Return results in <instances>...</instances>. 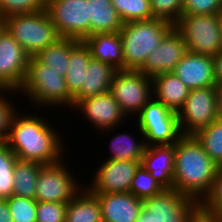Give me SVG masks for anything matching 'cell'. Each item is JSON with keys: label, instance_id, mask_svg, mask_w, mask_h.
Here are the masks:
<instances>
[{"label": "cell", "instance_id": "6da1fadb", "mask_svg": "<svg viewBox=\"0 0 222 222\" xmlns=\"http://www.w3.org/2000/svg\"><path fill=\"white\" fill-rule=\"evenodd\" d=\"M18 114L16 112L11 120L6 140L17 159L41 165L60 162L64 146L59 133L43 117Z\"/></svg>", "mask_w": 222, "mask_h": 222}, {"label": "cell", "instance_id": "7a4b0ae2", "mask_svg": "<svg viewBox=\"0 0 222 222\" xmlns=\"http://www.w3.org/2000/svg\"><path fill=\"white\" fill-rule=\"evenodd\" d=\"M219 169L193 135H183L174 144L172 188L179 193L201 203L211 192Z\"/></svg>", "mask_w": 222, "mask_h": 222}, {"label": "cell", "instance_id": "3957f363", "mask_svg": "<svg viewBox=\"0 0 222 222\" xmlns=\"http://www.w3.org/2000/svg\"><path fill=\"white\" fill-rule=\"evenodd\" d=\"M18 92L31 99L29 101L37 107L73 108V95L68 90L65 77L41 63L35 56L29 58L26 76Z\"/></svg>", "mask_w": 222, "mask_h": 222}, {"label": "cell", "instance_id": "277c9868", "mask_svg": "<svg viewBox=\"0 0 222 222\" xmlns=\"http://www.w3.org/2000/svg\"><path fill=\"white\" fill-rule=\"evenodd\" d=\"M174 28V24L161 19L124 23L120 36L124 57V70H139L147 56Z\"/></svg>", "mask_w": 222, "mask_h": 222}, {"label": "cell", "instance_id": "5b68a950", "mask_svg": "<svg viewBox=\"0 0 222 222\" xmlns=\"http://www.w3.org/2000/svg\"><path fill=\"white\" fill-rule=\"evenodd\" d=\"M4 29L31 57L36 56L60 37L46 10L15 14L3 18Z\"/></svg>", "mask_w": 222, "mask_h": 222}, {"label": "cell", "instance_id": "8992f818", "mask_svg": "<svg viewBox=\"0 0 222 222\" xmlns=\"http://www.w3.org/2000/svg\"><path fill=\"white\" fill-rule=\"evenodd\" d=\"M135 119L146 146L173 145L183 136L177 112L154 96L142 107Z\"/></svg>", "mask_w": 222, "mask_h": 222}, {"label": "cell", "instance_id": "52a82bcc", "mask_svg": "<svg viewBox=\"0 0 222 222\" xmlns=\"http://www.w3.org/2000/svg\"><path fill=\"white\" fill-rule=\"evenodd\" d=\"M201 209L200 202L174 188L143 200L136 222H190Z\"/></svg>", "mask_w": 222, "mask_h": 222}, {"label": "cell", "instance_id": "ba28073f", "mask_svg": "<svg viewBox=\"0 0 222 222\" xmlns=\"http://www.w3.org/2000/svg\"><path fill=\"white\" fill-rule=\"evenodd\" d=\"M174 28L184 38L188 52L213 57L222 51L220 13L182 15Z\"/></svg>", "mask_w": 222, "mask_h": 222}, {"label": "cell", "instance_id": "9c48e42d", "mask_svg": "<svg viewBox=\"0 0 222 222\" xmlns=\"http://www.w3.org/2000/svg\"><path fill=\"white\" fill-rule=\"evenodd\" d=\"M110 93L125 116L133 117L132 114L138 115L153 97L152 78L139 70H117L112 79Z\"/></svg>", "mask_w": 222, "mask_h": 222}, {"label": "cell", "instance_id": "30bf717a", "mask_svg": "<svg viewBox=\"0 0 222 222\" xmlns=\"http://www.w3.org/2000/svg\"><path fill=\"white\" fill-rule=\"evenodd\" d=\"M177 117L183 135H194L217 120L216 86L191 89Z\"/></svg>", "mask_w": 222, "mask_h": 222}, {"label": "cell", "instance_id": "8fae6325", "mask_svg": "<svg viewBox=\"0 0 222 222\" xmlns=\"http://www.w3.org/2000/svg\"><path fill=\"white\" fill-rule=\"evenodd\" d=\"M45 10L59 37L83 41L90 36L87 0H47Z\"/></svg>", "mask_w": 222, "mask_h": 222}, {"label": "cell", "instance_id": "7c38bea8", "mask_svg": "<svg viewBox=\"0 0 222 222\" xmlns=\"http://www.w3.org/2000/svg\"><path fill=\"white\" fill-rule=\"evenodd\" d=\"M63 162L61 160L40 168L36 184V201L68 203L83 188L82 184L77 185L76 176L74 177Z\"/></svg>", "mask_w": 222, "mask_h": 222}, {"label": "cell", "instance_id": "4fadbf2b", "mask_svg": "<svg viewBox=\"0 0 222 222\" xmlns=\"http://www.w3.org/2000/svg\"><path fill=\"white\" fill-rule=\"evenodd\" d=\"M30 56L4 29L0 34V91H18L22 86Z\"/></svg>", "mask_w": 222, "mask_h": 222}, {"label": "cell", "instance_id": "5bb4252c", "mask_svg": "<svg viewBox=\"0 0 222 222\" xmlns=\"http://www.w3.org/2000/svg\"><path fill=\"white\" fill-rule=\"evenodd\" d=\"M141 161L104 160L97 168L90 186L92 193H128Z\"/></svg>", "mask_w": 222, "mask_h": 222}, {"label": "cell", "instance_id": "9a60e30c", "mask_svg": "<svg viewBox=\"0 0 222 222\" xmlns=\"http://www.w3.org/2000/svg\"><path fill=\"white\" fill-rule=\"evenodd\" d=\"M73 108L80 110L96 129L106 132L116 129L127 118L110 91L79 100Z\"/></svg>", "mask_w": 222, "mask_h": 222}, {"label": "cell", "instance_id": "2e32d148", "mask_svg": "<svg viewBox=\"0 0 222 222\" xmlns=\"http://www.w3.org/2000/svg\"><path fill=\"white\" fill-rule=\"evenodd\" d=\"M186 52L187 47L184 38L173 28L161 43L148 54L139 71L150 78L162 73L173 72Z\"/></svg>", "mask_w": 222, "mask_h": 222}, {"label": "cell", "instance_id": "e0dca14e", "mask_svg": "<svg viewBox=\"0 0 222 222\" xmlns=\"http://www.w3.org/2000/svg\"><path fill=\"white\" fill-rule=\"evenodd\" d=\"M173 73L191 90L217 86L213 57L186 52Z\"/></svg>", "mask_w": 222, "mask_h": 222}, {"label": "cell", "instance_id": "ac0fdd59", "mask_svg": "<svg viewBox=\"0 0 222 222\" xmlns=\"http://www.w3.org/2000/svg\"><path fill=\"white\" fill-rule=\"evenodd\" d=\"M102 209V222H136L143 200L132 193H93Z\"/></svg>", "mask_w": 222, "mask_h": 222}, {"label": "cell", "instance_id": "d6986e66", "mask_svg": "<svg viewBox=\"0 0 222 222\" xmlns=\"http://www.w3.org/2000/svg\"><path fill=\"white\" fill-rule=\"evenodd\" d=\"M83 42L93 59L110 64L116 70H124L120 32L95 33L86 37Z\"/></svg>", "mask_w": 222, "mask_h": 222}, {"label": "cell", "instance_id": "ffe728a7", "mask_svg": "<svg viewBox=\"0 0 222 222\" xmlns=\"http://www.w3.org/2000/svg\"><path fill=\"white\" fill-rule=\"evenodd\" d=\"M141 165L165 188H172L174 144L146 146Z\"/></svg>", "mask_w": 222, "mask_h": 222}, {"label": "cell", "instance_id": "44dd1931", "mask_svg": "<svg viewBox=\"0 0 222 222\" xmlns=\"http://www.w3.org/2000/svg\"><path fill=\"white\" fill-rule=\"evenodd\" d=\"M117 70L110 64L90 59L81 89L73 96V106L87 97L110 91L112 79Z\"/></svg>", "mask_w": 222, "mask_h": 222}, {"label": "cell", "instance_id": "7402d4cb", "mask_svg": "<svg viewBox=\"0 0 222 222\" xmlns=\"http://www.w3.org/2000/svg\"><path fill=\"white\" fill-rule=\"evenodd\" d=\"M153 96L174 112L185 103L190 89L173 73H162L152 78Z\"/></svg>", "mask_w": 222, "mask_h": 222}, {"label": "cell", "instance_id": "603a6c76", "mask_svg": "<svg viewBox=\"0 0 222 222\" xmlns=\"http://www.w3.org/2000/svg\"><path fill=\"white\" fill-rule=\"evenodd\" d=\"M65 222H102L100 202L86 186L67 203Z\"/></svg>", "mask_w": 222, "mask_h": 222}, {"label": "cell", "instance_id": "cb8c5ba5", "mask_svg": "<svg viewBox=\"0 0 222 222\" xmlns=\"http://www.w3.org/2000/svg\"><path fill=\"white\" fill-rule=\"evenodd\" d=\"M87 4L90 35L120 31L124 23L111 0H87Z\"/></svg>", "mask_w": 222, "mask_h": 222}, {"label": "cell", "instance_id": "d4e9b609", "mask_svg": "<svg viewBox=\"0 0 222 222\" xmlns=\"http://www.w3.org/2000/svg\"><path fill=\"white\" fill-rule=\"evenodd\" d=\"M78 42L77 39L60 37L53 44L41 50L35 57L41 63L50 66L52 70L65 77L68 72L71 49Z\"/></svg>", "mask_w": 222, "mask_h": 222}, {"label": "cell", "instance_id": "484cf974", "mask_svg": "<svg viewBox=\"0 0 222 222\" xmlns=\"http://www.w3.org/2000/svg\"><path fill=\"white\" fill-rule=\"evenodd\" d=\"M91 58L90 50L83 41H79L71 49L68 72L65 76V81L69 92L73 96L82 87L85 72Z\"/></svg>", "mask_w": 222, "mask_h": 222}, {"label": "cell", "instance_id": "4316f807", "mask_svg": "<svg viewBox=\"0 0 222 222\" xmlns=\"http://www.w3.org/2000/svg\"><path fill=\"white\" fill-rule=\"evenodd\" d=\"M43 165L17 160L14 168L13 195L35 199L37 177Z\"/></svg>", "mask_w": 222, "mask_h": 222}, {"label": "cell", "instance_id": "83f0119b", "mask_svg": "<svg viewBox=\"0 0 222 222\" xmlns=\"http://www.w3.org/2000/svg\"><path fill=\"white\" fill-rule=\"evenodd\" d=\"M141 141H136L129 133L117 134L111 139L108 160L141 161L146 149L144 139Z\"/></svg>", "mask_w": 222, "mask_h": 222}, {"label": "cell", "instance_id": "f1b7e54d", "mask_svg": "<svg viewBox=\"0 0 222 222\" xmlns=\"http://www.w3.org/2000/svg\"><path fill=\"white\" fill-rule=\"evenodd\" d=\"M210 159L222 167V120L217 119L193 135Z\"/></svg>", "mask_w": 222, "mask_h": 222}, {"label": "cell", "instance_id": "f546056e", "mask_svg": "<svg viewBox=\"0 0 222 222\" xmlns=\"http://www.w3.org/2000/svg\"><path fill=\"white\" fill-rule=\"evenodd\" d=\"M123 23L155 18L150 0H111Z\"/></svg>", "mask_w": 222, "mask_h": 222}, {"label": "cell", "instance_id": "4dcf8cb0", "mask_svg": "<svg viewBox=\"0 0 222 222\" xmlns=\"http://www.w3.org/2000/svg\"><path fill=\"white\" fill-rule=\"evenodd\" d=\"M17 156L6 142L0 143V199L13 195L14 168Z\"/></svg>", "mask_w": 222, "mask_h": 222}, {"label": "cell", "instance_id": "1f68e13d", "mask_svg": "<svg viewBox=\"0 0 222 222\" xmlns=\"http://www.w3.org/2000/svg\"><path fill=\"white\" fill-rule=\"evenodd\" d=\"M164 189L165 187L141 165L132 180L130 193L144 200L161 193Z\"/></svg>", "mask_w": 222, "mask_h": 222}, {"label": "cell", "instance_id": "d6a6232c", "mask_svg": "<svg viewBox=\"0 0 222 222\" xmlns=\"http://www.w3.org/2000/svg\"><path fill=\"white\" fill-rule=\"evenodd\" d=\"M10 208L13 222H36V207L35 199L11 195L5 199Z\"/></svg>", "mask_w": 222, "mask_h": 222}, {"label": "cell", "instance_id": "836d02e7", "mask_svg": "<svg viewBox=\"0 0 222 222\" xmlns=\"http://www.w3.org/2000/svg\"><path fill=\"white\" fill-rule=\"evenodd\" d=\"M46 2L47 0H0V17L44 10Z\"/></svg>", "mask_w": 222, "mask_h": 222}, {"label": "cell", "instance_id": "e575fe53", "mask_svg": "<svg viewBox=\"0 0 222 222\" xmlns=\"http://www.w3.org/2000/svg\"><path fill=\"white\" fill-rule=\"evenodd\" d=\"M155 18H161L175 24L182 16L183 0H150Z\"/></svg>", "mask_w": 222, "mask_h": 222}, {"label": "cell", "instance_id": "d590c367", "mask_svg": "<svg viewBox=\"0 0 222 222\" xmlns=\"http://www.w3.org/2000/svg\"><path fill=\"white\" fill-rule=\"evenodd\" d=\"M200 205L202 211L212 216H222V167L215 176L211 192Z\"/></svg>", "mask_w": 222, "mask_h": 222}, {"label": "cell", "instance_id": "8d00e7d4", "mask_svg": "<svg viewBox=\"0 0 222 222\" xmlns=\"http://www.w3.org/2000/svg\"><path fill=\"white\" fill-rule=\"evenodd\" d=\"M67 203L37 201L36 222H65Z\"/></svg>", "mask_w": 222, "mask_h": 222}, {"label": "cell", "instance_id": "74e56055", "mask_svg": "<svg viewBox=\"0 0 222 222\" xmlns=\"http://www.w3.org/2000/svg\"><path fill=\"white\" fill-rule=\"evenodd\" d=\"M222 12V0H183L182 15H213Z\"/></svg>", "mask_w": 222, "mask_h": 222}, {"label": "cell", "instance_id": "f35d334b", "mask_svg": "<svg viewBox=\"0 0 222 222\" xmlns=\"http://www.w3.org/2000/svg\"><path fill=\"white\" fill-rule=\"evenodd\" d=\"M0 143L6 142L9 130H10V123L14 116V114L18 111H15L14 104L7 100L5 94L3 93H14L16 91H0ZM2 95V96H1ZM5 95V97L3 96ZM12 104V105H11Z\"/></svg>", "mask_w": 222, "mask_h": 222}, {"label": "cell", "instance_id": "ab89813d", "mask_svg": "<svg viewBox=\"0 0 222 222\" xmlns=\"http://www.w3.org/2000/svg\"><path fill=\"white\" fill-rule=\"evenodd\" d=\"M213 64L216 83L222 84V51L213 56Z\"/></svg>", "mask_w": 222, "mask_h": 222}, {"label": "cell", "instance_id": "60d3db41", "mask_svg": "<svg viewBox=\"0 0 222 222\" xmlns=\"http://www.w3.org/2000/svg\"><path fill=\"white\" fill-rule=\"evenodd\" d=\"M0 222H13L6 200L0 199Z\"/></svg>", "mask_w": 222, "mask_h": 222}, {"label": "cell", "instance_id": "b9f144b4", "mask_svg": "<svg viewBox=\"0 0 222 222\" xmlns=\"http://www.w3.org/2000/svg\"><path fill=\"white\" fill-rule=\"evenodd\" d=\"M190 222H218L211 214L202 211L201 209L190 220Z\"/></svg>", "mask_w": 222, "mask_h": 222}, {"label": "cell", "instance_id": "7bdbcfd3", "mask_svg": "<svg viewBox=\"0 0 222 222\" xmlns=\"http://www.w3.org/2000/svg\"><path fill=\"white\" fill-rule=\"evenodd\" d=\"M216 88L218 119L222 120V84L217 85Z\"/></svg>", "mask_w": 222, "mask_h": 222}, {"label": "cell", "instance_id": "ee69618b", "mask_svg": "<svg viewBox=\"0 0 222 222\" xmlns=\"http://www.w3.org/2000/svg\"><path fill=\"white\" fill-rule=\"evenodd\" d=\"M4 30V21L3 18L0 17V34Z\"/></svg>", "mask_w": 222, "mask_h": 222}, {"label": "cell", "instance_id": "f6af8a7d", "mask_svg": "<svg viewBox=\"0 0 222 222\" xmlns=\"http://www.w3.org/2000/svg\"><path fill=\"white\" fill-rule=\"evenodd\" d=\"M220 31L222 35V12L220 13Z\"/></svg>", "mask_w": 222, "mask_h": 222}, {"label": "cell", "instance_id": "bcb514c9", "mask_svg": "<svg viewBox=\"0 0 222 222\" xmlns=\"http://www.w3.org/2000/svg\"><path fill=\"white\" fill-rule=\"evenodd\" d=\"M218 222H222V216H213Z\"/></svg>", "mask_w": 222, "mask_h": 222}]
</instances>
